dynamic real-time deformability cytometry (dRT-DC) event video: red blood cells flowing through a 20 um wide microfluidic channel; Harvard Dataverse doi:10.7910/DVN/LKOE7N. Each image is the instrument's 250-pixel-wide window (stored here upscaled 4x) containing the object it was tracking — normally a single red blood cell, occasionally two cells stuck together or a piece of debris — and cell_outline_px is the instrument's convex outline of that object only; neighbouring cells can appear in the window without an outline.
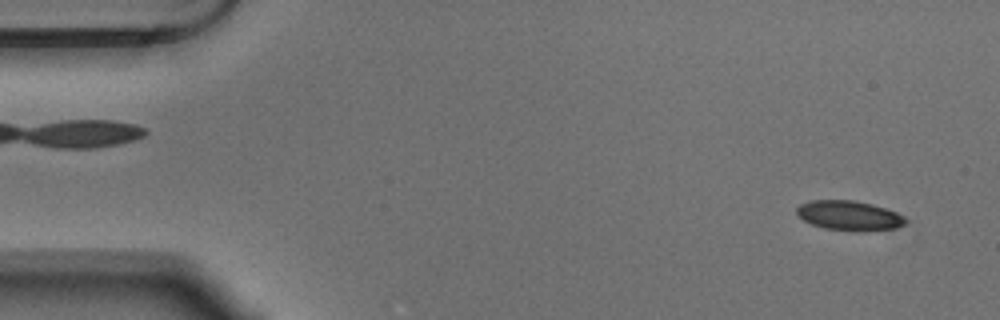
{"species": "Egyptian fruit bat (a non-hibernating species)", "species_latin": "Rousettus aegyptiacus", "temperature_condition": "warm", "stored_images_in_passage": 54, "camera_frame_rate_fps": 3000, "um_per_image_px": 0.085, "animal": {"sex": "male"}, "frame": {"image": 1, "passage_image": 3, "time_ms": 0.667, "image_size_px": [1000, 320], "cell_outline_px": [[908, 220], [904, 224], [896, 228], [864, 232], [856, 232], [824, 228], [812, 224], [804, 220], [796, 212], [796, 208], [800, 204], [812, 200], [856, 200], [872, 204], [896, 212], [904, 216]], "centroid_in_image_um": [72.21, 18.33], "position_along_channel_um": 12.8, "area_um2": 19.02}}
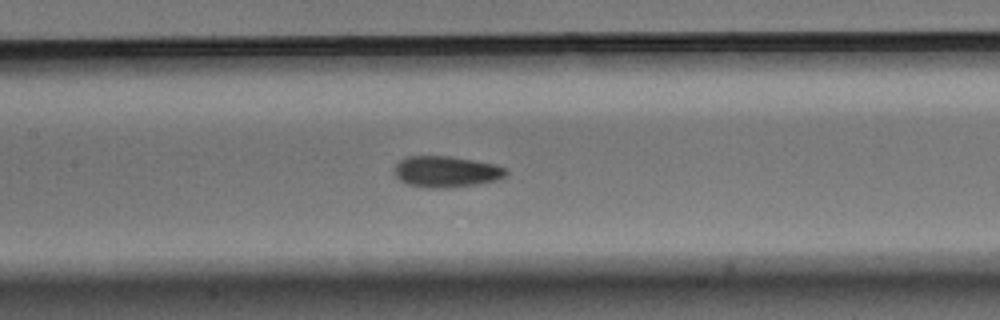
{"frame": {"image": 2, "passage_image": 25, "time_ms": 8.0, "image_size_px": [1000, 320], "cell_outline_px": [[508, 172], [504, 176], [496, 180], [476, 184], [452, 188], [428, 188], [408, 184], [400, 180], [396, 176], [396, 164], [400, 160], [408, 156], [452, 156], [496, 164], [508, 168]], "centroid_in_image_um": [37.97, 14.59], "position_along_channel_um": 169.4, "area_um2": 20.35}}
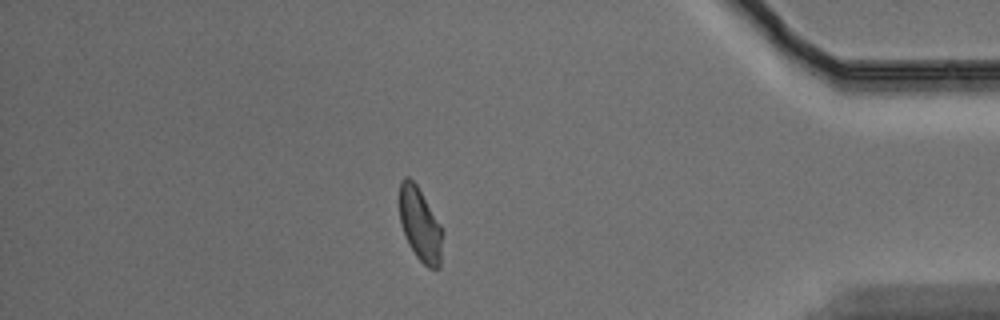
{"frame": {"image": 3, "passage_image": 47, "time_ms": 15.333, "image_size_px": [1000, 320], "cell_outline_px": [[444, 232], [440, 268], [428, 268], [416, 256], [408, 244], [400, 220], [400, 180], [404, 176], [408, 176], [416, 184], [440, 224]], "centroid_in_image_um": [35.73, 19.11], "position_along_channel_um": 399.5, "area_um2": 18.44}, "authors_computed_cell_mechanics": {"area_um2": 19.4497, "velocity_mm_per_s": 3.6549, "shape_relaxation_time_tau1_ms": 5.3203, "shape_relaxation_time_tau2_ms": 2.5706, "deformation_change_tau1": 0.1189, "deformation_change_tau2": 0.0673}}